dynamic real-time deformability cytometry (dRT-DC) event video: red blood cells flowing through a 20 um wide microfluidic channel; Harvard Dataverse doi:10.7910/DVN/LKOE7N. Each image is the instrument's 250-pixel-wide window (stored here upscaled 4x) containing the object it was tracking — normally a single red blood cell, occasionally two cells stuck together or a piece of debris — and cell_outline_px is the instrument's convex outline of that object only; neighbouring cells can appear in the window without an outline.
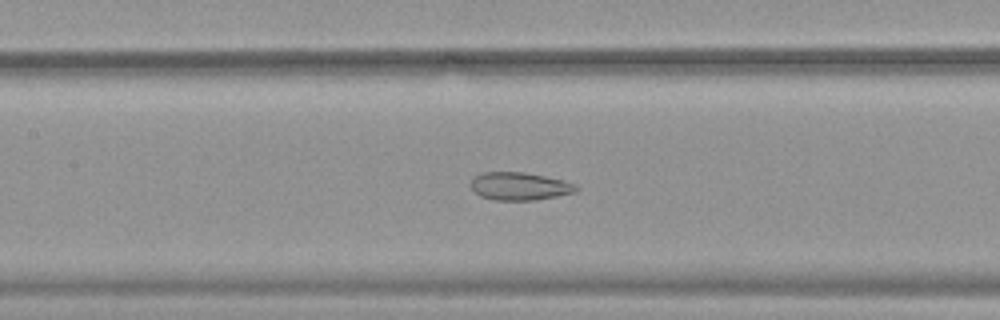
{"species": "common noctule bat (a hibernating species)", "species_latin": "Nyctalus noctula", "temperature_condition": "warm", "stored_images_in_passage": 54, "camera_frame_rate_fps": 3000, "um_per_image_px": 0.085, "animal": {"sex": "female", "body_mass_g": 19.9}, "frame": {"image": 1, "passage_image": 26, "time_ms": 8.333, "image_size_px": [1000, 320], "cell_outline_px": [[580, 188], [576, 192], [536, 200], [492, 200], [480, 196], [468, 184], [472, 176], [480, 172], [524, 172], [564, 180], [576, 184]], "centroid_in_image_um": [44.13, 15.82], "position_along_channel_um": 163.3, "area_um2": 17.4}}
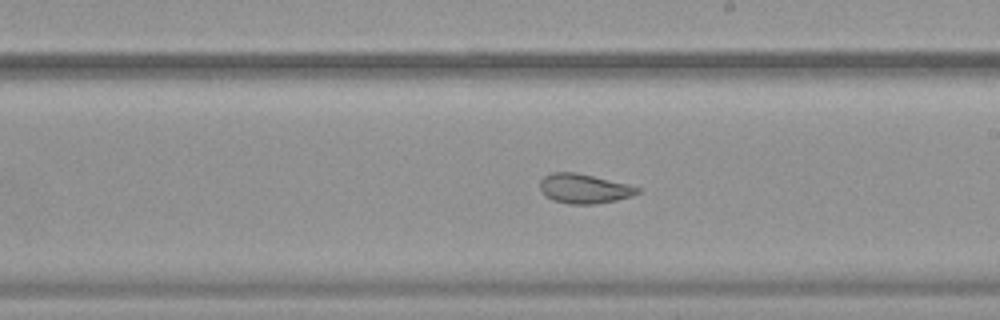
{"frame": {"image": 2, "passage_image": 32, "time_ms": 10.333, "image_size_px": [1000, 320], "cell_outline_px": [[640, 192], [632, 196], [616, 200], [596, 204], [568, 204], [552, 200], [544, 196], [540, 188], [540, 180], [544, 176], [552, 172], [576, 172], [628, 184], [640, 188]], "centroid_in_image_um": [49.62, 16.04], "position_along_channel_um": 239.4, "area_um2": 16.88}}
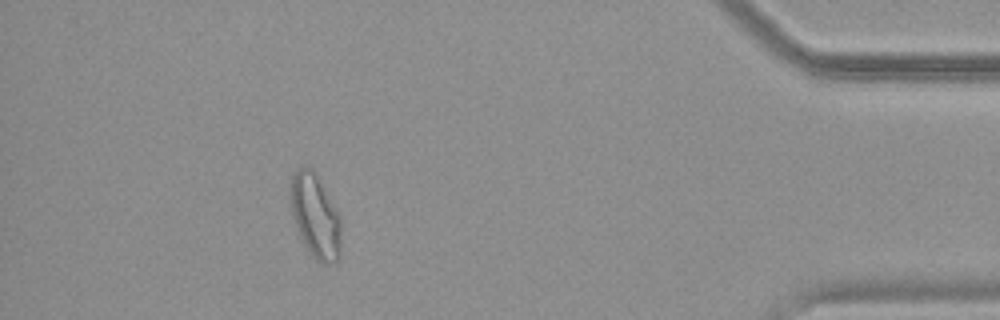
{"frame": {"image": 3, "passage_image": 49, "time_ms": 16.0, "image_size_px": [1000, 320], "cell_outline_px": [[340, 260], [328, 264], [320, 264], [312, 256], [304, 244], [300, 236], [292, 216], [288, 188], [292, 176], [296, 168], [312, 168], [316, 172], [336, 208], [340, 216]], "centroid_in_image_um": [26.78, 18.36], "position_along_channel_um": 408.4, "area_um2": 25.14}, "authors_computed_cell_mechanics": {"area_um2": 23.2934, "velocity_mm_per_s": 3.8285, "shape_relaxation_time_tau1_ms": null, "shape_relaxation_time_tau2_ms": 1.2614, "deformation_change_tau1": null, "deformation_change_tau2": 0.071}}